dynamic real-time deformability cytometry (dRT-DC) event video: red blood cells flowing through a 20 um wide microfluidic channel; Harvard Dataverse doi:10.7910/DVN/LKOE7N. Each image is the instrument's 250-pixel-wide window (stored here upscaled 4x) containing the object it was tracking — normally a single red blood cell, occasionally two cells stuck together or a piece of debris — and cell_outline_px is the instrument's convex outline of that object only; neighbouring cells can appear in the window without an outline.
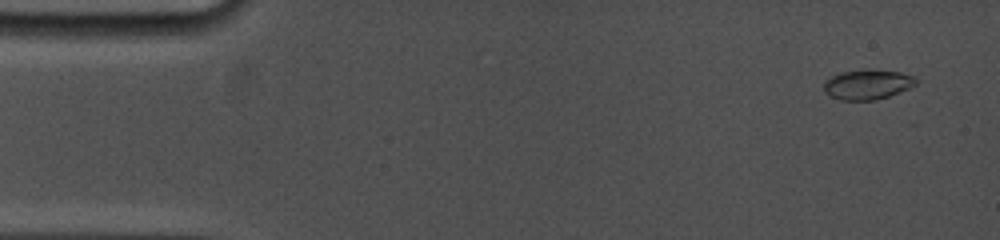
{"species": "common noctule bat (a hibernating species)", "species_latin": "Nyctalus noctula", "temperature_condition": "cold", "stored_images_in_passage": 4, "camera_frame_rate_fps": 5000, "um_per_image_px": 0.085, "animal": {"sex": "female", "body_mass_g": 19.0, "forearm_length_mm": 53.3}, "frame": {"image": 1, "passage_image": 1, "time_ms": 0.0, "image_size_px": [1000, 240], "cell_outline_px": [[916, 84], [912, 88], [876, 100], [840, 100], [824, 92], [824, 80], [840, 72], [872, 68], [900, 72], [912, 76], [916, 80]], "centroid_in_image_um": [73.74, 7.17], "position_along_channel_um": 11.3, "area_um2": 16.24}}
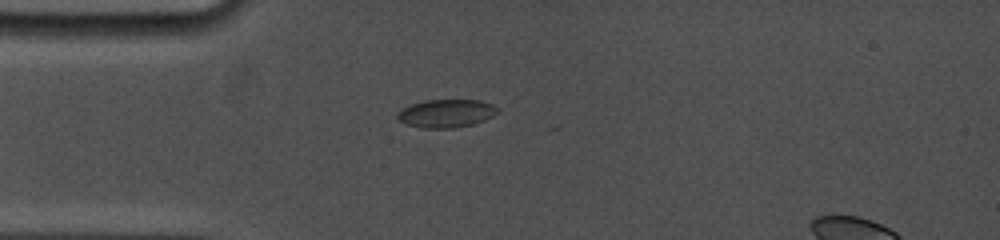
{"frame": {"image": 2, "passage_image": 4, "time_ms": 3.6, "image_size_px": [1000, 240], "cell_outline_px": [[500, 112], [484, 120], [472, 124], [456, 128], [424, 128], [408, 124], [400, 120], [396, 116], [396, 112], [412, 104], [424, 100], [480, 100], [492, 104], [500, 108]], "centroid_in_image_um": [37.97, 9.63], "position_along_channel_um": 47.0, "area_um2": 16.42}}